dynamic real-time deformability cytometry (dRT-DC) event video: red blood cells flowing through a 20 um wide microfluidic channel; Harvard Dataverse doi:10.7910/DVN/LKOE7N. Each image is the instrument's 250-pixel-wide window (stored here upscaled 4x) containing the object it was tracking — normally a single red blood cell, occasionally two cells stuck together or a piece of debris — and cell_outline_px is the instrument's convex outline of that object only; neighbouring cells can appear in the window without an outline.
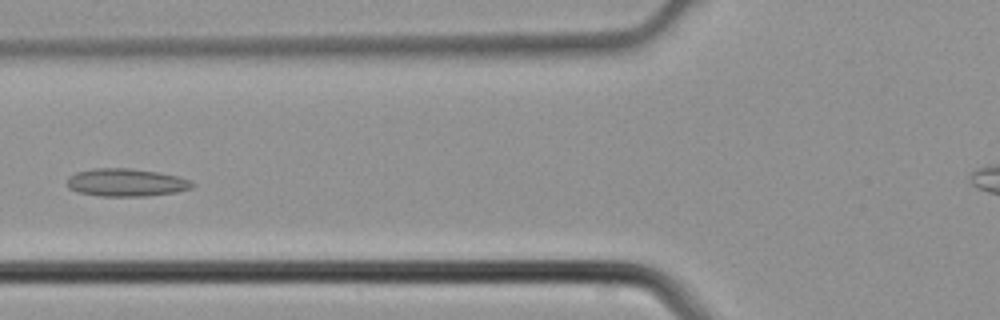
{"species": "common noctule bat (a hibernating species)", "species_latin": "Nyctalus noctula", "temperature_condition": "cold", "stored_images_in_passage": 4, "camera_frame_rate_fps": 3000, "um_per_image_px": 0.085, "animal": {"sex": "male", "body_mass_g": 21.5, "forearm_length_mm": 52.0}, "frame": {"image": 1, "passage_image": 3, "time_ms": 0.667, "image_size_px": [1000, 320], "cell_outline_px": [[196, 184], [192, 188], [176, 192], [148, 196], [100, 196], [76, 192], [68, 188], [68, 176], [76, 172], [96, 168], [132, 168], [156, 172], [176, 176], [188, 180]], "centroid_in_image_um": [10.7, 15.52], "position_along_channel_um": 115.1, "area_um2": 20.29}}